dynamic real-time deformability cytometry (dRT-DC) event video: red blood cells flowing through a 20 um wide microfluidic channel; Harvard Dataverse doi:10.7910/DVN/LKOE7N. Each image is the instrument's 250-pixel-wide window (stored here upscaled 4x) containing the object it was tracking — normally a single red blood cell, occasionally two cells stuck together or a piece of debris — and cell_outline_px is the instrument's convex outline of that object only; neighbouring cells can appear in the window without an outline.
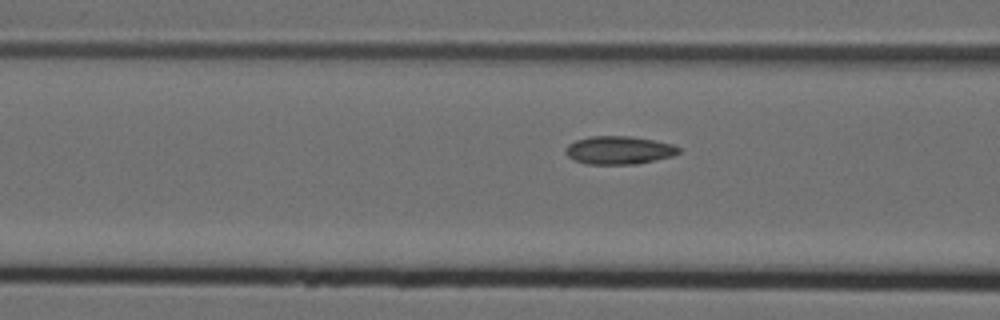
{"species": "Egyptian fruit bat (a non-hibernating species)", "species_latin": "Rousettus aegyptiacus", "temperature_condition": "cold", "stored_images_in_passage": 16, "camera_frame_rate_fps": 3000, "um_per_image_px": 0.085, "animal": {"sex": "female"}, "frame": {"image": 1, "passage_image": 14, "time_ms": 4.333, "image_size_px": [1000, 320], "cell_outline_px": [[680, 152], [672, 156], [656, 160], [636, 164], [588, 164], [576, 160], [568, 156], [564, 152], [564, 148], [568, 144], [576, 140], [588, 136], [628, 136], [652, 140], [672, 144], [680, 148]], "centroid_in_image_um": [52.59, 12.76], "position_along_channel_um": 114.0, "area_um2": 18.5}}